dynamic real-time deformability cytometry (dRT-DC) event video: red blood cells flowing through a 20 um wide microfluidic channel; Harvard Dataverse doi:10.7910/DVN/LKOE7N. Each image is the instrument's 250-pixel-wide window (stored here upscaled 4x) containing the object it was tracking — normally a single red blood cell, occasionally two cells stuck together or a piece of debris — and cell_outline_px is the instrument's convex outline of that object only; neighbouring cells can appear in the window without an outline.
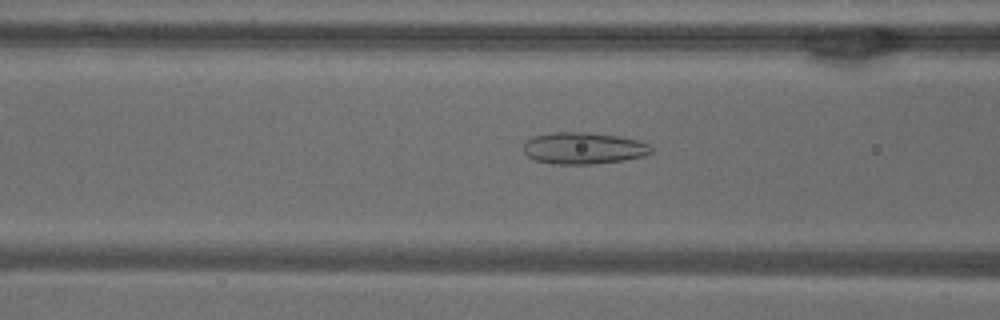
{"species": "common noctule bat (a hibernating species)", "species_latin": "Nyctalus noctula", "temperature_condition": "warm", "stored_images_in_passage": 53, "camera_frame_rate_fps": 3000, "um_per_image_px": 0.085, "animal": {"sex": "male", "body_mass_g": 18.8}, "frame": {"image": 1, "passage_image": 21, "time_ms": 6.667, "image_size_px": [1000, 320], "cell_outline_px": [[652, 152], [644, 156], [624, 160], [592, 164], [552, 164], [536, 160], [528, 156], [524, 152], [524, 144], [528, 140], [536, 136], [552, 132], [584, 132], [616, 136], [640, 140], [648, 144], [652, 148]], "centroid_in_image_um": [49.62, 12.6], "position_along_channel_um": 117.0, "area_um2": 23.47}}
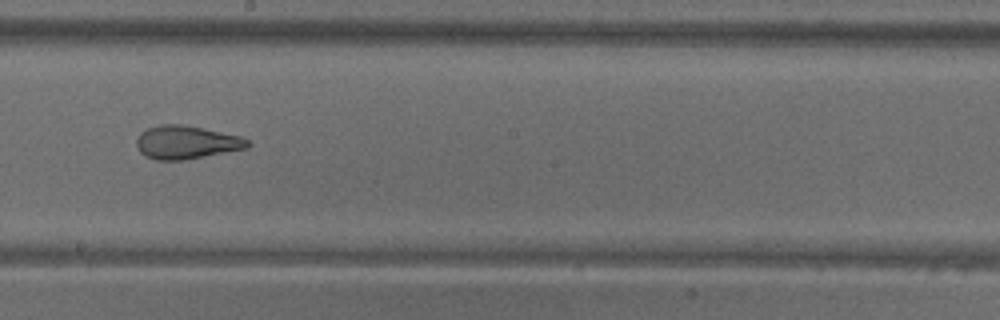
{"frame": {"image": 2, "passage_image": 30, "time_ms": 9.667, "image_size_px": [1000, 320], "cell_outline_px": [[252, 144], [248, 148], [184, 160], [156, 160], [140, 152], [136, 144], [136, 140], [140, 132], [156, 124], [180, 124], [204, 128], [240, 136], [248, 140]], "centroid_in_image_um": [15.84, 12.09], "position_along_channel_um": 232.4, "area_um2": 21.62}}
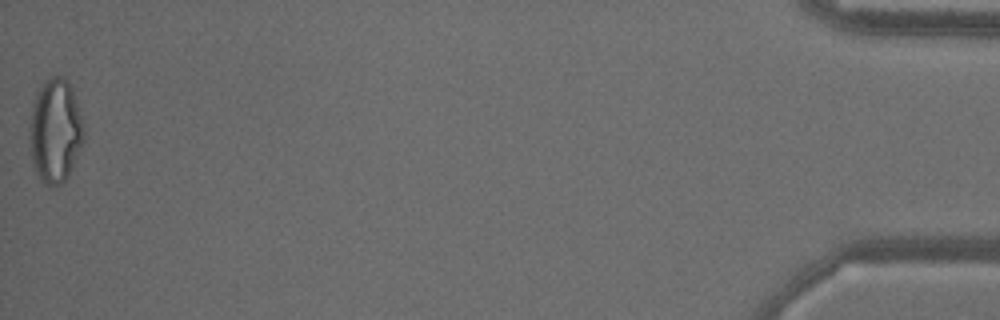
{"frame": {"image": 3, "passage_image": 53, "time_ms": 17.333, "image_size_px": [1000, 320], "cell_outline_px": [[84, 140], [68, 176], [60, 184], [52, 188], [48, 188], [44, 184], [36, 172], [32, 160], [28, 128], [32, 108], [36, 96], [44, 80], [52, 76], [64, 76], [72, 84], [84, 124]], "centroid_in_image_um": [4.71, 11.1], "position_along_channel_um": 430.5, "area_um2": 33.29}, "authors_computed_cell_mechanics": {"area_um2": 27.166, "velocity_mm_per_s": 3.8418, "shape_relaxation_time_tau1_ms": null, "shape_relaxation_time_tau2_ms": 1.227, "deformation_change_tau1": null, "deformation_change_tau2": 0.0963}}